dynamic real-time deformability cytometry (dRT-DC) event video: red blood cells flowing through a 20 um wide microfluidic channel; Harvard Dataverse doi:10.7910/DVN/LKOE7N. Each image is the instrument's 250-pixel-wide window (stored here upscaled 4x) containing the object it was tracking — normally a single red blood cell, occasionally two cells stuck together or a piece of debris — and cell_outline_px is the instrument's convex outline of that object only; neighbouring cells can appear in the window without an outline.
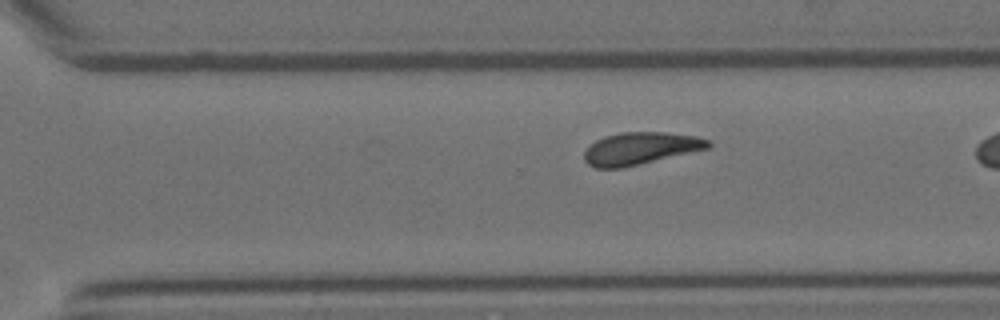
{"species": "Egyptian fruit bat (a non-hibernating species)", "species_latin": "Rousettus aegyptiacus", "temperature_condition": "room temperature", "stored_images_in_passage": 34, "camera_frame_rate_fps": 3000, "um_per_image_px": 0.085, "animal": {"sex": "female"}, "frame": {"image": 1, "passage_image": 29, "time_ms": 9.333, "image_size_px": [1000, 320], "cell_outline_px": [[712, 144], [708, 148], [620, 168], [596, 168], [588, 164], [584, 160], [584, 152], [596, 140], [604, 136], [620, 132], [664, 132], [696, 136], [708, 140]], "centroid_in_image_um": [54.4, 12.6], "position_along_channel_um": 316.2, "area_um2": 22.95}}